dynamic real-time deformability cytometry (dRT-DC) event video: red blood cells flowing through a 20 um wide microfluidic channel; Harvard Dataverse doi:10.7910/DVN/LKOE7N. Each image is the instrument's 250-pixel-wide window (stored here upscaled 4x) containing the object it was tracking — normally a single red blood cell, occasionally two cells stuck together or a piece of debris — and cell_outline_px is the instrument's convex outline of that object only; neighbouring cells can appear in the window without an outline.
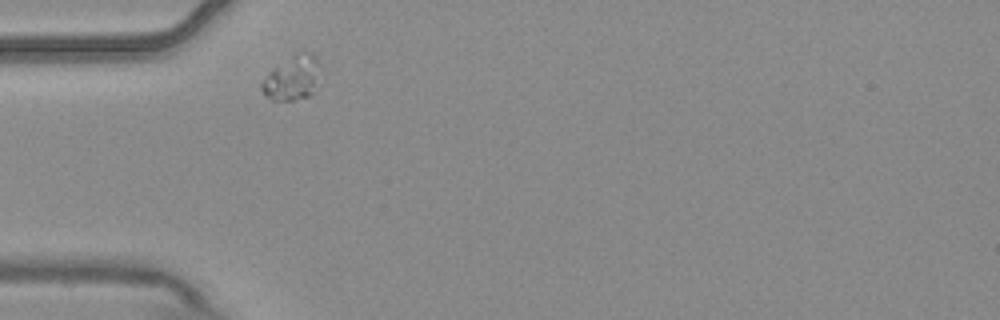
{"species": "common noctule bat (a hibernating species)", "species_latin": "Nyctalus noctula", "temperature_condition": "warm", "stored_images_in_passage": 2, "camera_frame_rate_fps": 3000, "um_per_image_px": 0.085, "animal": {"sex": "male", "body_mass_g": 20.4}, "frame": {"image": 1, "passage_image": 1, "time_ms": 0.0, "image_size_px": [1000, 320], "cell_outline_px": [[316, 60], [312, 92], [308, 96], [292, 100], [272, 100], [260, 88], [260, 84], [268, 72], [272, 68], [308, 52], [316, 56]], "centroid_in_image_um": [24.72, 6.7], "position_along_channel_um": 60.3, "area_um2": 13.58}}